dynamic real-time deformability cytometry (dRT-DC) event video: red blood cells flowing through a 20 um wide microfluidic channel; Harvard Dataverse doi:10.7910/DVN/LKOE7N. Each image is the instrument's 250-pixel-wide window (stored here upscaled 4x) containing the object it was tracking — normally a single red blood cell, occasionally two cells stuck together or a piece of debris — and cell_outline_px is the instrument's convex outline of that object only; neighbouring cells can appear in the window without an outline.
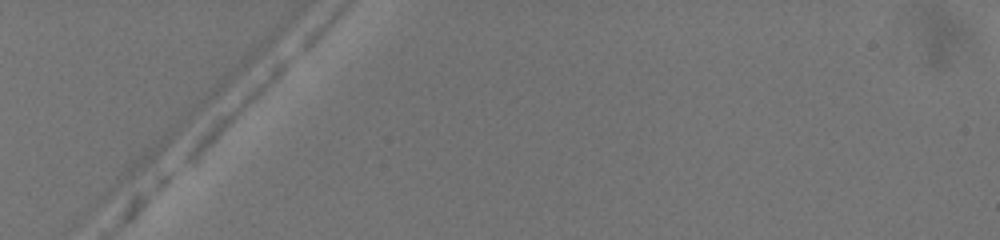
{"species": "common noctule bat (a hibernating species)", "species_latin": "Nyctalus noctula", "temperature_condition": "warm", "stored_images_in_passage": 2, "camera_frame_rate_fps": 3000, "um_per_image_px": 0.085, "animal": {"sex": "female", "body_mass_g": 19.5, "forearm_length_mm": 54.1}, "frame": {"image": 1, "passage_image": 1, "time_ms": 0.0, "image_size_px": [1000, 240], "cell_outline_px": [[292, 56], [288, 64], [260, 92], [188, 160], [184, 160], [184, 156], [196, 136], [216, 116], [284, 56]], "centroid_in_image_um": [20.0, 9.13], "position_along_channel_um": 65.0, "area_um2": 11.33}}